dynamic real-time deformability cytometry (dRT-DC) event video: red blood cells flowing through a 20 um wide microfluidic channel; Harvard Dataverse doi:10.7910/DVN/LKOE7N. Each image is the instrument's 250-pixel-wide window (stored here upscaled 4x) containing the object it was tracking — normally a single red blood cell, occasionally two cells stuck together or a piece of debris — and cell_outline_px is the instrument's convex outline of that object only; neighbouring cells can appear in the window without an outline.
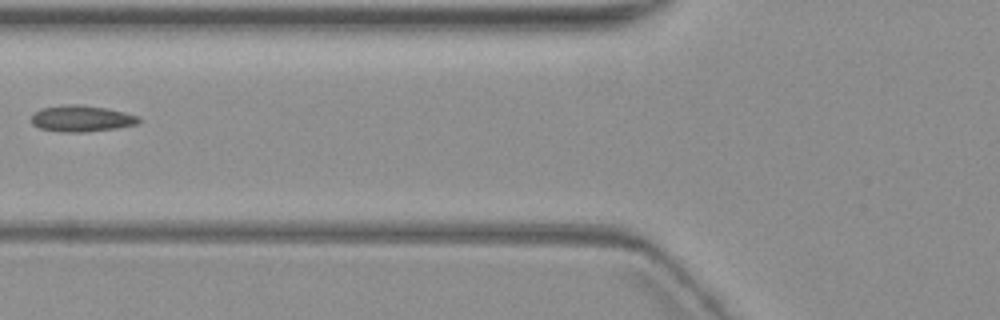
{"species": "common noctule bat (a hibernating species)", "species_latin": "Nyctalus noctula", "temperature_condition": "warm", "stored_images_in_passage": 7, "camera_frame_rate_fps": 3000, "um_per_image_px": 0.085, "animal": {"sex": "female", "body_mass_g": 19.3, "forearm_length_mm": 54.1}, "frame": {"image": 1, "passage_image": 6, "time_ms": 7.333, "image_size_px": [1000, 320], "cell_outline_px": [[140, 120], [136, 124], [116, 128], [80, 132], [64, 132], [36, 128], [32, 124], [32, 116], [40, 108], [64, 104], [80, 104], [108, 108], [140, 116]], "centroid_in_image_um": [6.91, 10.06], "position_along_channel_um": 118.9, "area_um2": 16.53}}
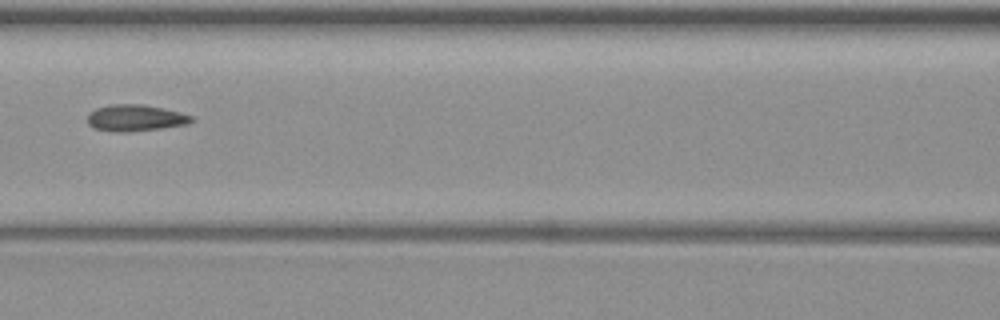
{"frame": {"image": 2, "passage_image": 7, "time_ms": 8.333, "image_size_px": [1000, 320], "cell_outline_px": [[196, 120], [188, 124], [160, 128], [128, 132], [112, 132], [92, 128], [88, 124], [88, 112], [96, 108], [108, 104], [144, 104], [180, 112], [192, 116]], "centroid_in_image_um": [11.48, 10.02], "position_along_channel_um": 155.1, "area_um2": 16.3}}